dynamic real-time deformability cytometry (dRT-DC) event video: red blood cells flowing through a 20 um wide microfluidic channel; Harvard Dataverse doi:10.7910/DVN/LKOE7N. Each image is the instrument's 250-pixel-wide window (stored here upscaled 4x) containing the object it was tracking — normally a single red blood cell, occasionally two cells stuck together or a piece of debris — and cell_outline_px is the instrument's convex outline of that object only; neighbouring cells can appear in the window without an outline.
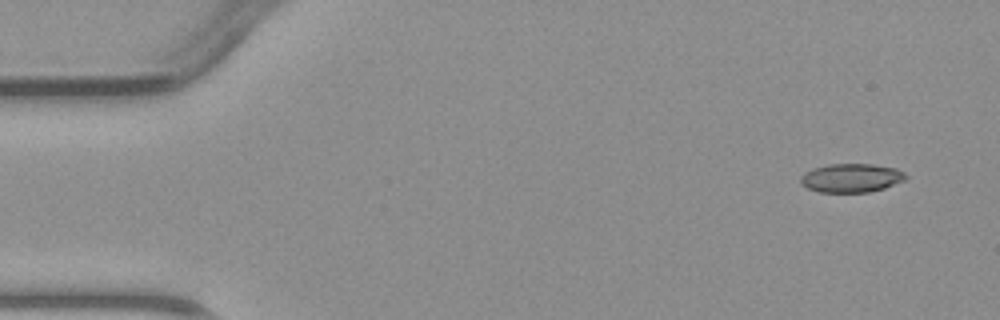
{"species": "common noctule bat (a hibernating species)", "species_latin": "Nyctalus noctula", "temperature_condition": "warm", "stored_images_in_passage": 4, "camera_frame_rate_fps": 3000, "um_per_image_px": 0.085, "animal": {"sex": "male", "body_mass_g": 23.1, "forearm_length_mm": 52.7}, "frame": {"image": 1, "passage_image": 1, "time_ms": 0.0, "image_size_px": [1000, 320], "cell_outline_px": [[908, 176], [904, 180], [884, 188], [868, 192], [820, 192], [808, 188], [800, 184], [800, 176], [804, 172], [812, 168], [828, 164], [872, 164], [896, 168], [904, 172]], "centroid_in_image_um": [72.33, 15.12], "position_along_channel_um": 12.7, "area_um2": 17.69}}
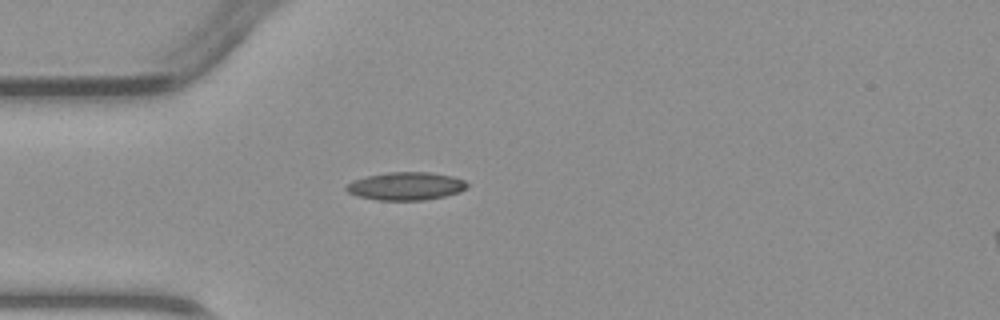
{"frame": {"image": 2, "passage_image": 4, "time_ms": 3.333, "image_size_px": [1000, 320], "cell_outline_px": [[468, 188], [460, 192], [444, 196], [424, 200], [380, 200], [356, 196], [348, 192], [344, 188], [352, 180], [368, 176], [388, 172], [432, 172], [452, 176], [464, 180], [468, 184]], "centroid_in_image_um": [34.52, 15.82], "position_along_channel_um": 50.5, "area_um2": 19.77}}